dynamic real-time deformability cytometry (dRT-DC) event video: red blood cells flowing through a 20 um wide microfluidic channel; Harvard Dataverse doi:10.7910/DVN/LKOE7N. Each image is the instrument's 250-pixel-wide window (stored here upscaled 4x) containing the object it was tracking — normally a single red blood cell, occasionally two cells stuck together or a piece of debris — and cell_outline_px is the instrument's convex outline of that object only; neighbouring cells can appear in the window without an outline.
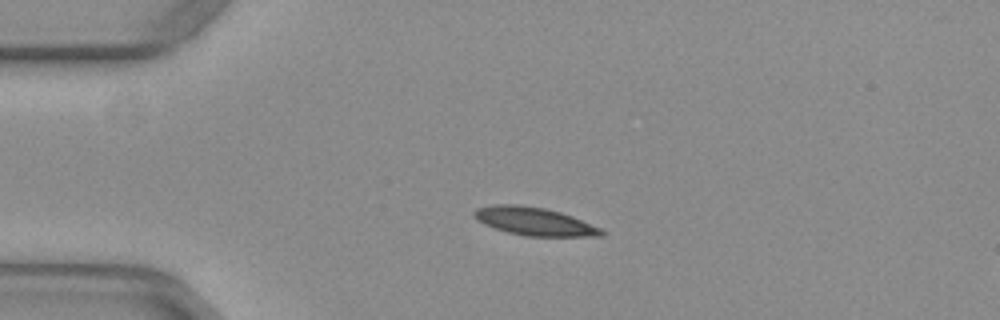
{"species": "common noctule bat (a hibernating species)", "species_latin": "Nyctalus noctula", "temperature_condition": "warm", "stored_images_in_passage": 32, "camera_frame_rate_fps": 3000, "um_per_image_px": 0.085, "animal": {"sex": "female", "body_mass_g": 29.2, "forearm_length_mm": 56.3}, "frame": {"image": 1, "passage_image": 1, "time_ms": 0.0, "image_size_px": [1000, 320], "cell_outline_px": [[604, 236], [524, 236], [508, 232], [484, 224], [476, 220], [472, 216], [472, 212], [476, 208], [492, 204], [516, 204], [544, 208], [560, 212], [572, 216], [600, 228], [604, 232]], "centroid_in_image_um": [45.36, 18.81], "position_along_channel_um": 39.6, "area_um2": 20.81}}
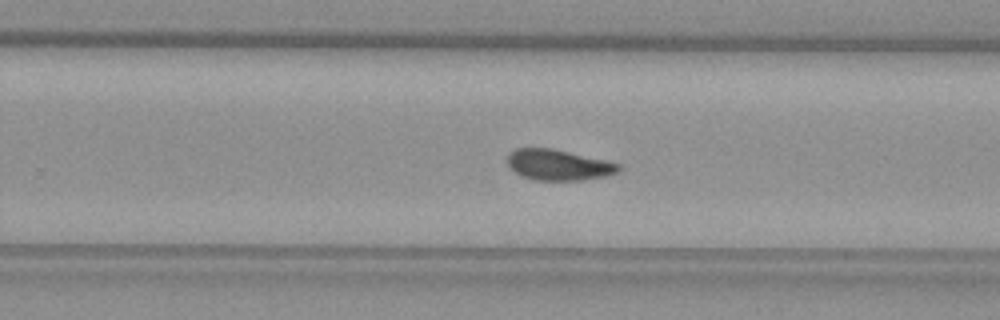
{"frame": {"image": 2, "passage_image": 22, "time_ms": 7.0, "image_size_px": [1000, 320], "cell_outline_px": [[620, 172], [604, 176], [580, 180], [532, 180], [520, 176], [508, 168], [508, 152], [516, 148], [552, 148], [604, 160], [620, 164]], "centroid_in_image_um": [47.4, 14.02], "position_along_channel_um": 282.4, "area_um2": 20.0}}
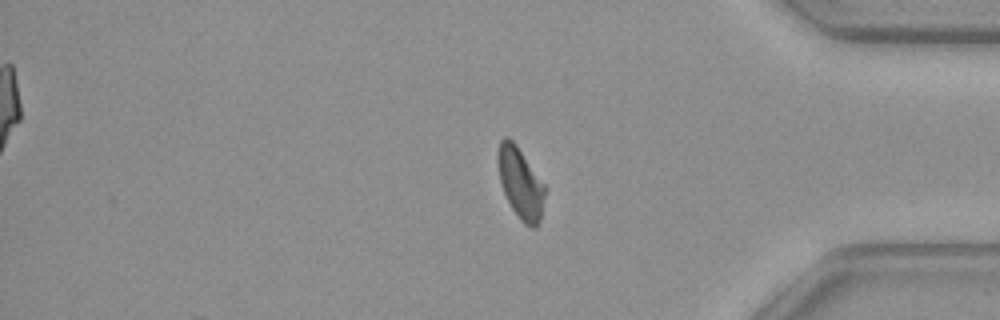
{"frame": {"image": 3, "passage_image": 32, "time_ms": 10.333, "image_size_px": [1000, 320], "cell_outline_px": [[544, 196], [540, 220], [536, 228], [532, 228], [524, 224], [520, 220], [512, 208], [504, 192], [500, 180], [496, 160], [496, 156], [500, 140], [504, 136], [508, 136], [516, 144], [544, 184]], "centroid_in_image_um": [44.21, 15.54], "position_along_channel_um": 391.0, "area_um2": 19.31}, "authors_computed_cell_mechanics": {"area_um2": 20.519, "velocity_mm_per_s": 3.9391, "shape_relaxation_time_tau1_ms": 7.4764, "shape_relaxation_time_tau2_ms": 3.2864, "deformation_change_tau1": 0.1865, "deformation_change_tau2": 0.0833}}